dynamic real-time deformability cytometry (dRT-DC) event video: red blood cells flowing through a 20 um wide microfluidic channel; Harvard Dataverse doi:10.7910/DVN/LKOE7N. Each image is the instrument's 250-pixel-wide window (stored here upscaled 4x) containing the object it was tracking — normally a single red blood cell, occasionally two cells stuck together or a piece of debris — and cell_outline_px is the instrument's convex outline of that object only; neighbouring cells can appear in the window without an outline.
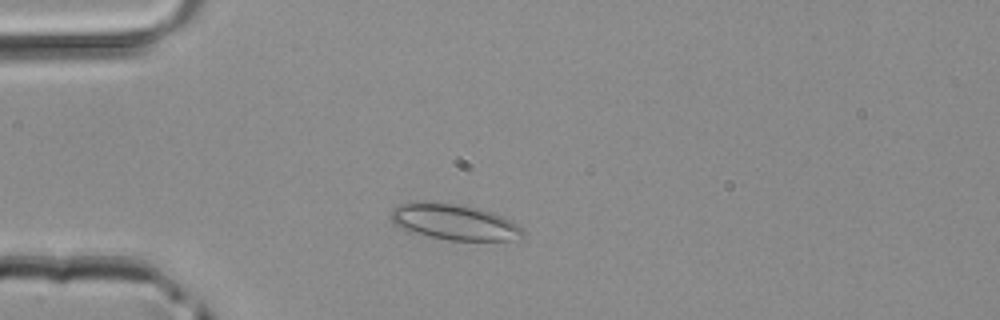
{"species": "common noctule bat (a hibernating species)", "species_latin": "Nyctalus noctula", "temperature_condition": "room temperature", "stored_images_in_passage": 1, "camera_frame_rate_fps": 3000, "um_per_image_px": 0.085, "animal": {"sex": "male", "body_mass_g": 20.4}, "frame": {"image": 1, "passage_image": 1, "time_ms": 0.0, "image_size_px": [1000, 320], "cell_outline_px": [[524, 236], [508, 240], [448, 240], [428, 236], [404, 228], [396, 224], [392, 220], [392, 208], [400, 204], [452, 204], [476, 208], [492, 212], [504, 216], [512, 220], [524, 228]], "centroid_in_image_um": [38.73, 18.9], "position_along_channel_um": 46.3, "area_um2": 26.53}}